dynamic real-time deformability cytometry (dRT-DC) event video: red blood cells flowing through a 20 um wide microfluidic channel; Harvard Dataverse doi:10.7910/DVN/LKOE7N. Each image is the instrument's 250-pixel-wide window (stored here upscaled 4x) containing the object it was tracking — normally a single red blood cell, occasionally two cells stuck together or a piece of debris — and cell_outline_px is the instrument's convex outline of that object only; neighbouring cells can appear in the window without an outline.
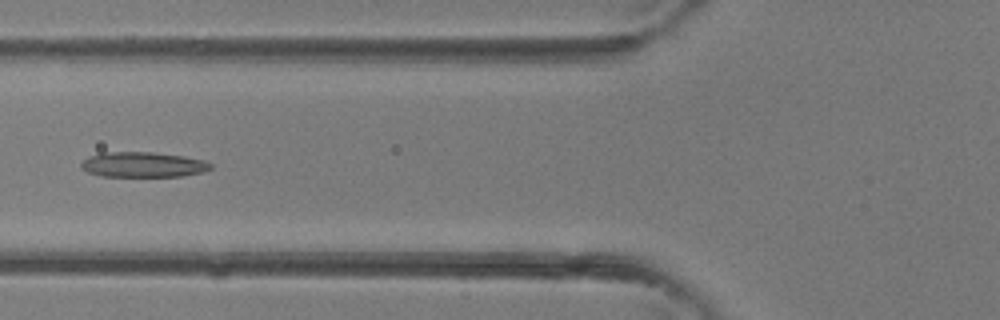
{"species": "common noctule bat (a hibernating species)", "species_latin": "Nyctalus noctula", "temperature_condition": "room temperature", "stored_images_in_passage": 4, "camera_frame_rate_fps": 3000, "um_per_image_px": 0.085, "animal": {"sex": "female"}, "frame": {"image": 1, "passage_image": 4, "time_ms": 1.0, "image_size_px": [1000, 320], "cell_outline_px": [[212, 168], [204, 172], [184, 176], [100, 176], [88, 172], [80, 168], [80, 164], [88, 156], [100, 152], [152, 152], [184, 156], [204, 160], [212, 164]], "centroid_in_image_um": [12.15, 13.99], "position_along_channel_um": 113.6, "area_um2": 19.19}}